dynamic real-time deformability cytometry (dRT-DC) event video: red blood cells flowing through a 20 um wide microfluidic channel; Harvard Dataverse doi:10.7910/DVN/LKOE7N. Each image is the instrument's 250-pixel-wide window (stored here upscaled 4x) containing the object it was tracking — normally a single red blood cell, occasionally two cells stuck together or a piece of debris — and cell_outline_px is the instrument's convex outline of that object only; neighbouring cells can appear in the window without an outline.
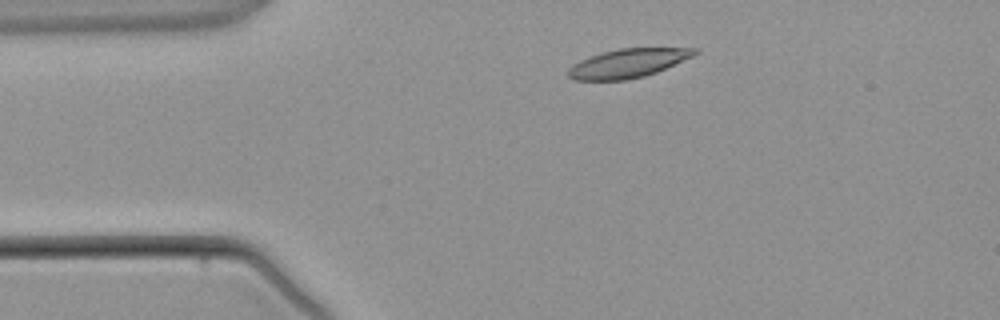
{"species": "common noctule bat (a hibernating species)", "species_latin": "Nyctalus noctula", "temperature_condition": "warm", "stored_images_in_passage": 3, "camera_frame_rate_fps": 3000, "um_per_image_px": 0.085, "animal": {"sex": "male", "body_mass_g": 21.5, "forearm_length_mm": 52.0}, "frame": {"image": 1, "passage_image": 2, "time_ms": 1.0, "image_size_px": [1000, 320], "cell_outline_px": [[700, 52], [692, 56], [656, 72], [644, 76], [628, 80], [572, 80], [568, 76], [568, 68], [572, 64], [580, 60], [604, 52], [620, 48], [700, 48]], "centroid_in_image_um": [53.36, 5.38], "position_along_channel_um": 31.6, "area_um2": 21.1}}